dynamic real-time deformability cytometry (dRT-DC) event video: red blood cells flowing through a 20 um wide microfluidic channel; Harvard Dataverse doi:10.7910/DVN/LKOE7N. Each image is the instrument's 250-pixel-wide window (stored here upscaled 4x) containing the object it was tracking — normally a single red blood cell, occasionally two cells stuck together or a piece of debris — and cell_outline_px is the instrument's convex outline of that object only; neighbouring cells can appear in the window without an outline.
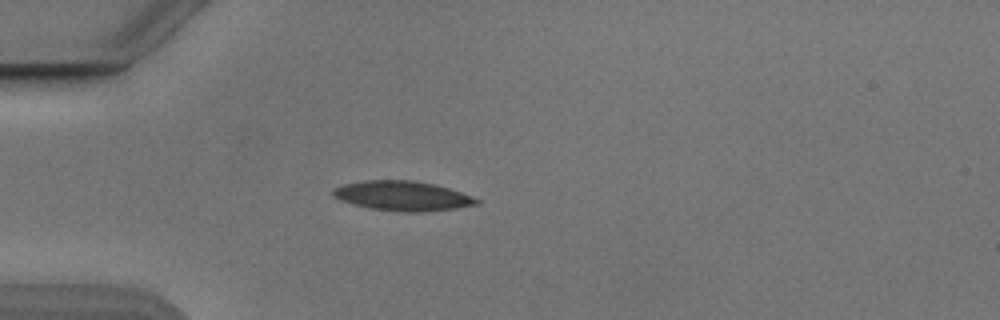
{"species": "Egyptian fruit bat (a non-hibernating species)", "species_latin": "Rousettus aegyptiacus", "temperature_condition": "cold", "stored_images_in_passage": 42, "camera_frame_rate_fps": 3000, "um_per_image_px": 0.085, "animal": {"sex": "male"}, "frame": {"image": 1, "passage_image": 8, "time_ms": 2.333, "image_size_px": [1000, 320], "cell_outline_px": [[480, 204], [456, 208], [424, 212], [400, 212], [372, 208], [352, 204], [340, 200], [332, 196], [332, 188], [344, 184], [364, 180], [416, 180], [436, 184], [472, 196], [480, 200]], "centroid_in_image_um": [34.21, 16.64], "position_along_channel_um": 50.8, "area_um2": 25.03}}
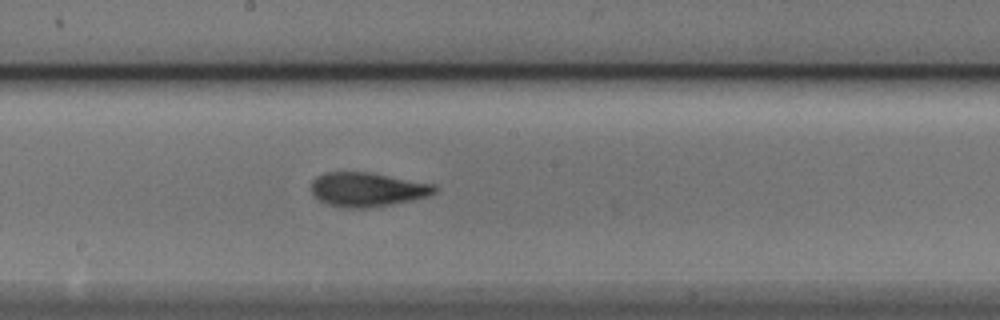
{"frame": {"image": 2, "passage_image": 22, "time_ms": 7.0, "image_size_px": [1000, 320], "cell_outline_px": [[440, 188], [436, 192], [428, 196], [412, 200], [368, 208], [344, 208], [328, 204], [320, 200], [312, 192], [312, 180], [316, 176], [324, 172], [368, 172], [436, 184]], "centroid_in_image_um": [31.26, 16.1], "position_along_channel_um": 216.9, "area_um2": 24.62}}
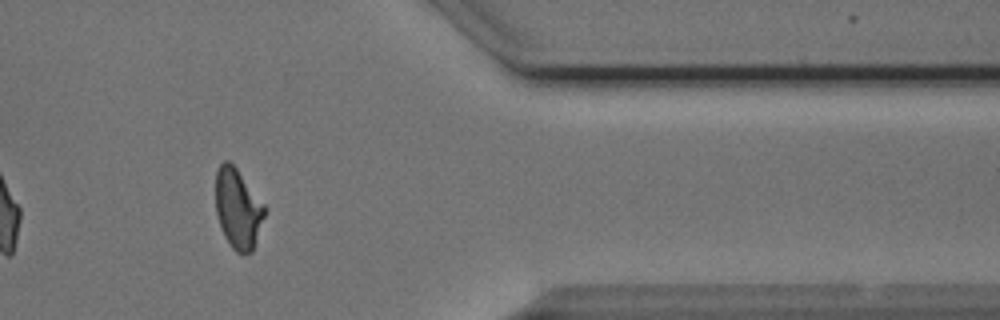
{"frame": {"image": 3, "passage_image": 37, "time_ms": 12.0, "image_size_px": [1000, 320], "cell_outline_px": [[264, 216], [252, 252], [244, 256], [236, 252], [232, 248], [224, 236], [216, 216], [216, 172], [220, 164], [224, 160], [228, 160], [236, 168], [264, 204]], "centroid_in_image_um": [20.2, 17.77], "position_along_channel_um": 391.2, "area_um2": 22.66}, "authors_computed_cell_mechanics": {"area_um2": 23.698, "velocity_mm_per_s": 3.8717, "shape_relaxation_time_tau1_ms": 4.2113, "shape_relaxation_time_tau2_ms": 1.6922, "deformation_change_tau1": 0.1498, "deformation_change_tau2": 0.0861}}